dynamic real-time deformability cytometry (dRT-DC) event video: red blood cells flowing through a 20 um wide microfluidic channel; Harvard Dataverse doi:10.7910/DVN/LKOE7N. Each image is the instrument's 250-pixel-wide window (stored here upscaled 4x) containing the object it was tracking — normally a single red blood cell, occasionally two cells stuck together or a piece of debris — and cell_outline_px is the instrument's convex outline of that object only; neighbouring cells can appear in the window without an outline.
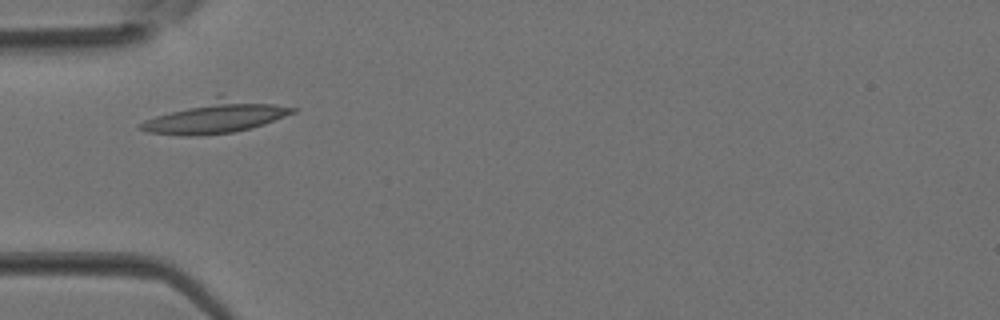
{"species": "Egyptian fruit bat (a non-hibernating species)", "species_latin": "Rousettus aegyptiacus", "temperature_condition": "room temperature", "stored_images_in_passage": 5, "camera_frame_rate_fps": 3000, "um_per_image_px": 0.085, "animal": {"sex": "female"}, "frame": {"image": 1, "passage_image": 5, "time_ms": 1.333, "image_size_px": [1000, 320], "cell_outline_px": [[300, 108], [296, 112], [264, 124], [252, 128], [232, 132], [200, 136], [180, 136], [148, 132], [136, 128], [144, 120], [220, 92]], "centroid_in_image_um": [18.38, 9.88], "position_along_channel_um": 66.6, "area_um2": 29.88}}